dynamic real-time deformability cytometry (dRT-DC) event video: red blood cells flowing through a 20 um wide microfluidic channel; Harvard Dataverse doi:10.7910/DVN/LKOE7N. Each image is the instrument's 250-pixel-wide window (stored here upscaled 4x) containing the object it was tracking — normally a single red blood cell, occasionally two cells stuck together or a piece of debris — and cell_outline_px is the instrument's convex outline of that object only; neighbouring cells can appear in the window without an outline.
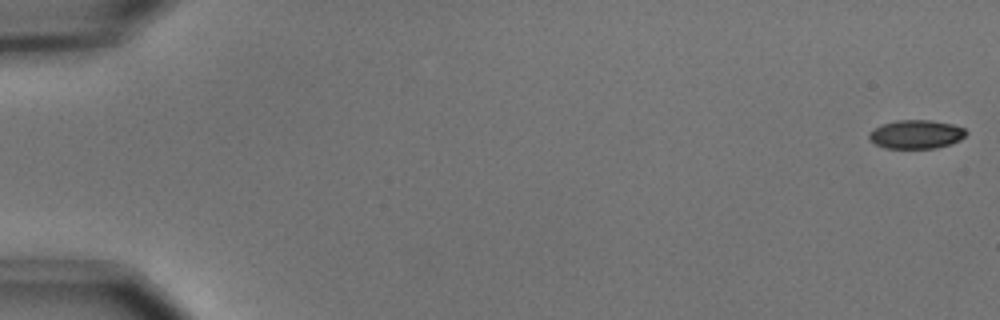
{"species": "common noctule bat (a hibernating species)", "species_latin": "Nyctalus noctula", "temperature_condition": "cold", "stored_images_in_passage": 55, "camera_frame_rate_fps": 3000, "um_per_image_px": 0.085, "animal": {"sex": "male", "body_mass_g": 15.6}, "frame": {"image": 1, "passage_image": 1, "time_ms": 0.0, "image_size_px": [1000, 320], "cell_outline_px": [[968, 132], [960, 140], [952, 144], [936, 148], [884, 148], [876, 144], [868, 136], [868, 132], [880, 124], [896, 120], [932, 120], [952, 124], [964, 128]], "centroid_in_image_um": [77.87, 11.41], "position_along_channel_um": 7.1, "area_um2": 16.36}}
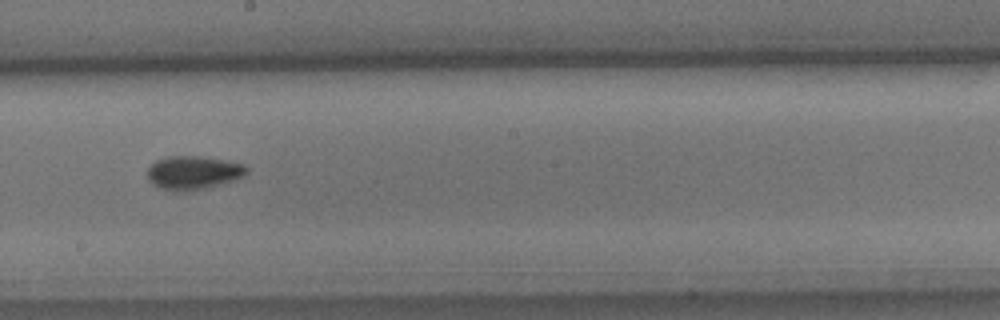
{"frame": {"image": 2, "passage_image": 32, "time_ms": 10.333, "image_size_px": [1000, 320], "cell_outline_px": [[248, 172], [244, 176], [236, 180], [208, 188], [188, 192], [176, 192], [160, 188], [152, 184], [148, 180], [148, 168], [156, 160], [168, 156], [200, 156], [224, 160], [244, 164], [248, 168]], "centroid_in_image_um": [16.44, 14.7], "position_along_channel_um": 231.8, "area_um2": 19.77}}
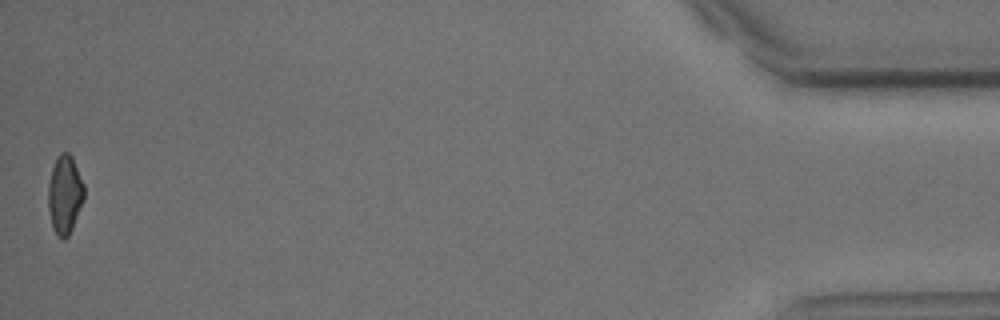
{"frame": {"image": 3, "passage_image": 55, "time_ms": 18.0, "image_size_px": [1000, 320], "cell_outline_px": [[84, 200], [72, 228], [68, 236], [64, 240], [52, 228], [48, 208], [48, 184], [52, 168], [56, 156], [60, 152], [68, 152], [72, 156], [84, 184]], "centroid_in_image_um": [5.5, 16.5], "position_along_channel_um": 429.7, "area_um2": 16.53}, "authors_computed_cell_mechanics": {"area_um2": 17.3978, "velocity_mm_per_s": 3.7021, "shape_relaxation_time_tau1_ms": 2.7611, "shape_relaxation_time_tau2_ms": null, "deformation_change_tau1": 0.0896, "deformation_change_tau2": null}}